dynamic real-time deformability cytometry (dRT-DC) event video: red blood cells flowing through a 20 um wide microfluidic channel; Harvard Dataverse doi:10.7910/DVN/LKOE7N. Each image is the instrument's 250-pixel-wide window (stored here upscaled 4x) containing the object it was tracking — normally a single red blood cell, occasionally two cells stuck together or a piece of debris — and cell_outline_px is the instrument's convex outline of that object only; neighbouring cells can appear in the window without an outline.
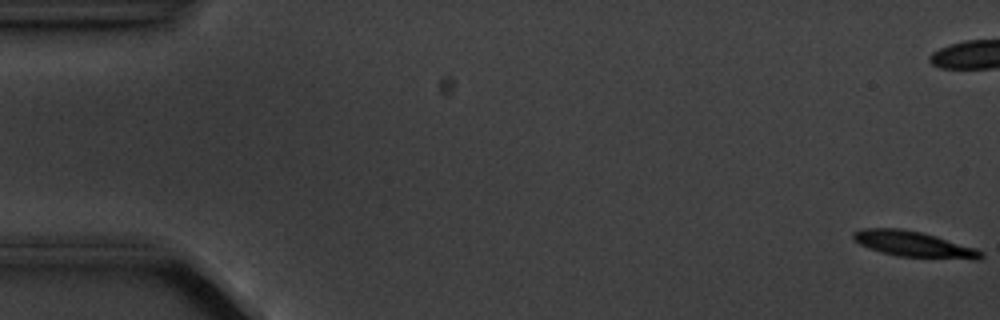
{"species": "common noctule bat (a hibernating species)", "species_latin": "Nyctalus noctula", "temperature_condition": "cold", "stored_images_in_passage": 6, "camera_frame_rate_fps": 3000, "um_per_image_px": 0.085, "animal": {"sex": "male", "body_mass_g": 20.1, "forearm_length_mm": 53.5}, "frame": {"image": 1, "passage_image": 1, "time_ms": 0.0, "image_size_px": [1000, 320], "cell_outline_px": [[984, 256], [980, 260], [972, 260], [896, 256], [880, 252], [868, 248], [852, 240], [852, 232], [864, 228], [900, 228], [920, 232], [936, 236], [976, 248], [984, 252]], "centroid_in_image_um": [77.69, 20.77], "position_along_channel_um": 7.3, "area_um2": 19.48}}